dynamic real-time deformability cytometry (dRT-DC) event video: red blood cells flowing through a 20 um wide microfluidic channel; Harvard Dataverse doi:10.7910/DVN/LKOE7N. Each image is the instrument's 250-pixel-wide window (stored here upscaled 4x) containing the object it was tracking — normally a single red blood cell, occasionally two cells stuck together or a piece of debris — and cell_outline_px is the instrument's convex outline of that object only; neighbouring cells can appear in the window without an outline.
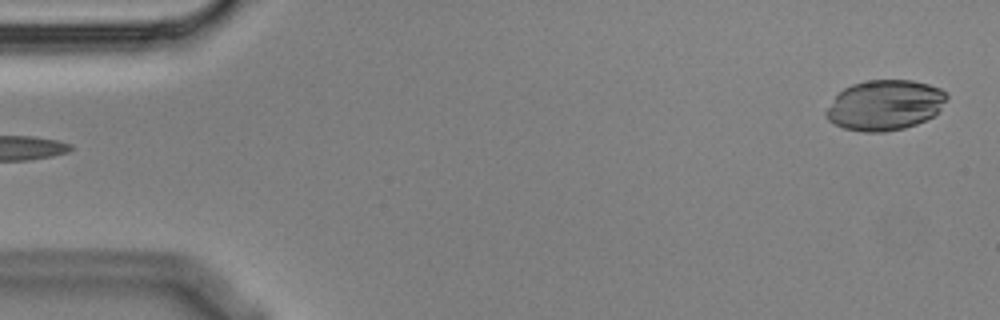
{"species": "Egyptian fruit bat (a non-hibernating species)", "species_latin": "Rousettus aegyptiacus", "temperature_condition": "cold", "stored_images_in_passage": 4, "segment_of_instrument_passage": [2, 2], "camera_frame_rate_fps": 3000, "um_per_image_px": 0.085, "animal": {"sex": "male"}, "frame": {"image": 1, "passage_image": 4, "time_ms": 1.0, "image_size_px": [1000, 320], "cell_outline_px": [[948, 96], [940, 108], [932, 116], [916, 124], [904, 128], [884, 132], [864, 132], [844, 128], [828, 120], [824, 116], [824, 112], [836, 96], [844, 88], [852, 84], [864, 80], [912, 80], [928, 84], [940, 88]], "centroid_in_image_um": [75.18, 8.93], "position_along_channel_um": 9.8, "area_um2": 35.14}}